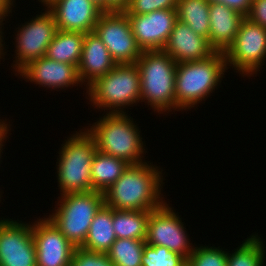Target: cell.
I'll list each match as a JSON object with an SVG mask.
<instances>
[{
  "label": "cell",
  "mask_w": 266,
  "mask_h": 266,
  "mask_svg": "<svg viewBox=\"0 0 266 266\" xmlns=\"http://www.w3.org/2000/svg\"><path fill=\"white\" fill-rule=\"evenodd\" d=\"M151 164L148 161L129 164L116 182L103 192L104 204L114 210L143 211L162 207L166 203L161 194L163 170Z\"/></svg>",
  "instance_id": "1"
},
{
  "label": "cell",
  "mask_w": 266,
  "mask_h": 266,
  "mask_svg": "<svg viewBox=\"0 0 266 266\" xmlns=\"http://www.w3.org/2000/svg\"><path fill=\"white\" fill-rule=\"evenodd\" d=\"M177 64L164 50L142 51L136 61L141 78L140 102L145 101L156 113L179 111L175 96Z\"/></svg>",
  "instance_id": "2"
},
{
  "label": "cell",
  "mask_w": 266,
  "mask_h": 266,
  "mask_svg": "<svg viewBox=\"0 0 266 266\" xmlns=\"http://www.w3.org/2000/svg\"><path fill=\"white\" fill-rule=\"evenodd\" d=\"M226 70L228 67L223 52H215L204 60L178 63L175 76L176 107L180 111L187 110L205 101L218 89Z\"/></svg>",
  "instance_id": "3"
},
{
  "label": "cell",
  "mask_w": 266,
  "mask_h": 266,
  "mask_svg": "<svg viewBox=\"0 0 266 266\" xmlns=\"http://www.w3.org/2000/svg\"><path fill=\"white\" fill-rule=\"evenodd\" d=\"M128 113H106L94 122L87 132L94 138L97 150L125 160L128 164H139L143 160L146 145L140 130Z\"/></svg>",
  "instance_id": "4"
},
{
  "label": "cell",
  "mask_w": 266,
  "mask_h": 266,
  "mask_svg": "<svg viewBox=\"0 0 266 266\" xmlns=\"http://www.w3.org/2000/svg\"><path fill=\"white\" fill-rule=\"evenodd\" d=\"M87 95L96 109L106 113H126L124 108L140 102L141 78L134 64H117L87 88ZM109 110V111H108Z\"/></svg>",
  "instance_id": "5"
},
{
  "label": "cell",
  "mask_w": 266,
  "mask_h": 266,
  "mask_svg": "<svg viewBox=\"0 0 266 266\" xmlns=\"http://www.w3.org/2000/svg\"><path fill=\"white\" fill-rule=\"evenodd\" d=\"M61 145L56 162L60 195L93 191L91 163L97 150L94 138L83 129Z\"/></svg>",
  "instance_id": "6"
},
{
  "label": "cell",
  "mask_w": 266,
  "mask_h": 266,
  "mask_svg": "<svg viewBox=\"0 0 266 266\" xmlns=\"http://www.w3.org/2000/svg\"><path fill=\"white\" fill-rule=\"evenodd\" d=\"M60 196L57 209L47 218L76 248H81L96 212L104 204V194L91 191Z\"/></svg>",
  "instance_id": "7"
},
{
  "label": "cell",
  "mask_w": 266,
  "mask_h": 266,
  "mask_svg": "<svg viewBox=\"0 0 266 266\" xmlns=\"http://www.w3.org/2000/svg\"><path fill=\"white\" fill-rule=\"evenodd\" d=\"M224 54L226 65L243 77L257 75L266 58V28L245 17L233 44Z\"/></svg>",
  "instance_id": "8"
},
{
  "label": "cell",
  "mask_w": 266,
  "mask_h": 266,
  "mask_svg": "<svg viewBox=\"0 0 266 266\" xmlns=\"http://www.w3.org/2000/svg\"><path fill=\"white\" fill-rule=\"evenodd\" d=\"M45 12L18 27L15 34L16 54L13 69L15 75L27 64L45 56L47 47L57 32L53 14L45 7Z\"/></svg>",
  "instance_id": "9"
},
{
  "label": "cell",
  "mask_w": 266,
  "mask_h": 266,
  "mask_svg": "<svg viewBox=\"0 0 266 266\" xmlns=\"http://www.w3.org/2000/svg\"><path fill=\"white\" fill-rule=\"evenodd\" d=\"M117 64H134L142 50L132 33L128 16L124 12H104L94 30Z\"/></svg>",
  "instance_id": "10"
},
{
  "label": "cell",
  "mask_w": 266,
  "mask_h": 266,
  "mask_svg": "<svg viewBox=\"0 0 266 266\" xmlns=\"http://www.w3.org/2000/svg\"><path fill=\"white\" fill-rule=\"evenodd\" d=\"M172 209L166 202L162 207L150 211L146 243L164 246L188 260L194 245L190 243L181 218Z\"/></svg>",
  "instance_id": "11"
},
{
  "label": "cell",
  "mask_w": 266,
  "mask_h": 266,
  "mask_svg": "<svg viewBox=\"0 0 266 266\" xmlns=\"http://www.w3.org/2000/svg\"><path fill=\"white\" fill-rule=\"evenodd\" d=\"M0 266H37L31 224L1 218Z\"/></svg>",
  "instance_id": "12"
},
{
  "label": "cell",
  "mask_w": 266,
  "mask_h": 266,
  "mask_svg": "<svg viewBox=\"0 0 266 266\" xmlns=\"http://www.w3.org/2000/svg\"><path fill=\"white\" fill-rule=\"evenodd\" d=\"M38 220L31 222L36 249V265L70 266L76 247L49 218L43 217Z\"/></svg>",
  "instance_id": "13"
},
{
  "label": "cell",
  "mask_w": 266,
  "mask_h": 266,
  "mask_svg": "<svg viewBox=\"0 0 266 266\" xmlns=\"http://www.w3.org/2000/svg\"><path fill=\"white\" fill-rule=\"evenodd\" d=\"M142 51L163 50L178 20L177 9H160L143 15H127Z\"/></svg>",
  "instance_id": "14"
},
{
  "label": "cell",
  "mask_w": 266,
  "mask_h": 266,
  "mask_svg": "<svg viewBox=\"0 0 266 266\" xmlns=\"http://www.w3.org/2000/svg\"><path fill=\"white\" fill-rule=\"evenodd\" d=\"M45 7L53 14L57 29L88 33L104 13L91 0H51Z\"/></svg>",
  "instance_id": "15"
},
{
  "label": "cell",
  "mask_w": 266,
  "mask_h": 266,
  "mask_svg": "<svg viewBox=\"0 0 266 266\" xmlns=\"http://www.w3.org/2000/svg\"><path fill=\"white\" fill-rule=\"evenodd\" d=\"M16 75L42 87L55 89L84 85L78 67L49 59L46 56L27 64Z\"/></svg>",
  "instance_id": "16"
},
{
  "label": "cell",
  "mask_w": 266,
  "mask_h": 266,
  "mask_svg": "<svg viewBox=\"0 0 266 266\" xmlns=\"http://www.w3.org/2000/svg\"><path fill=\"white\" fill-rule=\"evenodd\" d=\"M176 63L209 58L216 51L208 39L196 34L187 24L177 20L163 49Z\"/></svg>",
  "instance_id": "17"
},
{
  "label": "cell",
  "mask_w": 266,
  "mask_h": 266,
  "mask_svg": "<svg viewBox=\"0 0 266 266\" xmlns=\"http://www.w3.org/2000/svg\"><path fill=\"white\" fill-rule=\"evenodd\" d=\"M116 65L117 63L97 34L94 31L86 33L78 65L80 80L86 84V88L97 78L110 72Z\"/></svg>",
  "instance_id": "18"
},
{
  "label": "cell",
  "mask_w": 266,
  "mask_h": 266,
  "mask_svg": "<svg viewBox=\"0 0 266 266\" xmlns=\"http://www.w3.org/2000/svg\"><path fill=\"white\" fill-rule=\"evenodd\" d=\"M246 16L223 3H210L208 42L216 52L225 53L233 44L240 24Z\"/></svg>",
  "instance_id": "19"
},
{
  "label": "cell",
  "mask_w": 266,
  "mask_h": 266,
  "mask_svg": "<svg viewBox=\"0 0 266 266\" xmlns=\"http://www.w3.org/2000/svg\"><path fill=\"white\" fill-rule=\"evenodd\" d=\"M113 228V209L103 204L96 212L81 248L91 252L107 253L117 239Z\"/></svg>",
  "instance_id": "20"
},
{
  "label": "cell",
  "mask_w": 266,
  "mask_h": 266,
  "mask_svg": "<svg viewBox=\"0 0 266 266\" xmlns=\"http://www.w3.org/2000/svg\"><path fill=\"white\" fill-rule=\"evenodd\" d=\"M128 166L125 160L96 150L91 163L92 190L105 192Z\"/></svg>",
  "instance_id": "21"
},
{
  "label": "cell",
  "mask_w": 266,
  "mask_h": 266,
  "mask_svg": "<svg viewBox=\"0 0 266 266\" xmlns=\"http://www.w3.org/2000/svg\"><path fill=\"white\" fill-rule=\"evenodd\" d=\"M85 33L57 30L47 47L45 56L49 59L78 67Z\"/></svg>",
  "instance_id": "22"
},
{
  "label": "cell",
  "mask_w": 266,
  "mask_h": 266,
  "mask_svg": "<svg viewBox=\"0 0 266 266\" xmlns=\"http://www.w3.org/2000/svg\"><path fill=\"white\" fill-rule=\"evenodd\" d=\"M152 210H114L113 230L117 239L146 241L147 222Z\"/></svg>",
  "instance_id": "23"
},
{
  "label": "cell",
  "mask_w": 266,
  "mask_h": 266,
  "mask_svg": "<svg viewBox=\"0 0 266 266\" xmlns=\"http://www.w3.org/2000/svg\"><path fill=\"white\" fill-rule=\"evenodd\" d=\"M209 5L207 0H178V20L187 24L196 34L208 39L210 33Z\"/></svg>",
  "instance_id": "24"
},
{
  "label": "cell",
  "mask_w": 266,
  "mask_h": 266,
  "mask_svg": "<svg viewBox=\"0 0 266 266\" xmlns=\"http://www.w3.org/2000/svg\"><path fill=\"white\" fill-rule=\"evenodd\" d=\"M247 237L243 243L227 255V266H263L265 264V244L261 237L256 235Z\"/></svg>",
  "instance_id": "25"
},
{
  "label": "cell",
  "mask_w": 266,
  "mask_h": 266,
  "mask_svg": "<svg viewBox=\"0 0 266 266\" xmlns=\"http://www.w3.org/2000/svg\"><path fill=\"white\" fill-rule=\"evenodd\" d=\"M146 241L116 239L107 252L114 266H142V255Z\"/></svg>",
  "instance_id": "26"
},
{
  "label": "cell",
  "mask_w": 266,
  "mask_h": 266,
  "mask_svg": "<svg viewBox=\"0 0 266 266\" xmlns=\"http://www.w3.org/2000/svg\"><path fill=\"white\" fill-rule=\"evenodd\" d=\"M186 259L164 246L145 244L142 266H182Z\"/></svg>",
  "instance_id": "27"
},
{
  "label": "cell",
  "mask_w": 266,
  "mask_h": 266,
  "mask_svg": "<svg viewBox=\"0 0 266 266\" xmlns=\"http://www.w3.org/2000/svg\"><path fill=\"white\" fill-rule=\"evenodd\" d=\"M227 255L220 247L194 246L188 261L192 266H227Z\"/></svg>",
  "instance_id": "28"
},
{
  "label": "cell",
  "mask_w": 266,
  "mask_h": 266,
  "mask_svg": "<svg viewBox=\"0 0 266 266\" xmlns=\"http://www.w3.org/2000/svg\"><path fill=\"white\" fill-rule=\"evenodd\" d=\"M178 0H129L126 15H143L160 9H177Z\"/></svg>",
  "instance_id": "29"
},
{
  "label": "cell",
  "mask_w": 266,
  "mask_h": 266,
  "mask_svg": "<svg viewBox=\"0 0 266 266\" xmlns=\"http://www.w3.org/2000/svg\"><path fill=\"white\" fill-rule=\"evenodd\" d=\"M70 266H114L107 253L75 248Z\"/></svg>",
  "instance_id": "30"
},
{
  "label": "cell",
  "mask_w": 266,
  "mask_h": 266,
  "mask_svg": "<svg viewBox=\"0 0 266 266\" xmlns=\"http://www.w3.org/2000/svg\"><path fill=\"white\" fill-rule=\"evenodd\" d=\"M246 17L266 28V0H252L250 12Z\"/></svg>",
  "instance_id": "31"
},
{
  "label": "cell",
  "mask_w": 266,
  "mask_h": 266,
  "mask_svg": "<svg viewBox=\"0 0 266 266\" xmlns=\"http://www.w3.org/2000/svg\"><path fill=\"white\" fill-rule=\"evenodd\" d=\"M209 3H223L229 8L247 16L252 6V0H207Z\"/></svg>",
  "instance_id": "32"
},
{
  "label": "cell",
  "mask_w": 266,
  "mask_h": 266,
  "mask_svg": "<svg viewBox=\"0 0 266 266\" xmlns=\"http://www.w3.org/2000/svg\"><path fill=\"white\" fill-rule=\"evenodd\" d=\"M129 0H105V12H124Z\"/></svg>",
  "instance_id": "33"
},
{
  "label": "cell",
  "mask_w": 266,
  "mask_h": 266,
  "mask_svg": "<svg viewBox=\"0 0 266 266\" xmlns=\"http://www.w3.org/2000/svg\"><path fill=\"white\" fill-rule=\"evenodd\" d=\"M14 0H0V14L5 18L12 13V7H14Z\"/></svg>",
  "instance_id": "34"
},
{
  "label": "cell",
  "mask_w": 266,
  "mask_h": 266,
  "mask_svg": "<svg viewBox=\"0 0 266 266\" xmlns=\"http://www.w3.org/2000/svg\"><path fill=\"white\" fill-rule=\"evenodd\" d=\"M3 21H5V17L0 14V59H2L3 57H5L4 56L5 55V53H4V51H5L4 50V44H5V42L3 41L4 36L2 35V34H4V32L2 31V27H3L2 25L4 24ZM2 42H4V43H2Z\"/></svg>",
  "instance_id": "35"
},
{
  "label": "cell",
  "mask_w": 266,
  "mask_h": 266,
  "mask_svg": "<svg viewBox=\"0 0 266 266\" xmlns=\"http://www.w3.org/2000/svg\"><path fill=\"white\" fill-rule=\"evenodd\" d=\"M10 128V126L7 124L1 131H0V159H1V152H2V150H3V146H4V144L3 143H5L4 142V140L6 141L7 139L6 138H8V136H7V134H8V132L11 130V129H9ZM2 149V150H1ZM1 192V191H0ZM0 198H1V195H0Z\"/></svg>",
  "instance_id": "36"
},
{
  "label": "cell",
  "mask_w": 266,
  "mask_h": 266,
  "mask_svg": "<svg viewBox=\"0 0 266 266\" xmlns=\"http://www.w3.org/2000/svg\"><path fill=\"white\" fill-rule=\"evenodd\" d=\"M96 6H98L103 12H105V0H91Z\"/></svg>",
  "instance_id": "37"
},
{
  "label": "cell",
  "mask_w": 266,
  "mask_h": 266,
  "mask_svg": "<svg viewBox=\"0 0 266 266\" xmlns=\"http://www.w3.org/2000/svg\"><path fill=\"white\" fill-rule=\"evenodd\" d=\"M8 123L6 122V121H2L1 119H0V131L7 125Z\"/></svg>",
  "instance_id": "38"
},
{
  "label": "cell",
  "mask_w": 266,
  "mask_h": 266,
  "mask_svg": "<svg viewBox=\"0 0 266 266\" xmlns=\"http://www.w3.org/2000/svg\"><path fill=\"white\" fill-rule=\"evenodd\" d=\"M38 1L41 2L43 4V6H45L51 0H38Z\"/></svg>",
  "instance_id": "39"
},
{
  "label": "cell",
  "mask_w": 266,
  "mask_h": 266,
  "mask_svg": "<svg viewBox=\"0 0 266 266\" xmlns=\"http://www.w3.org/2000/svg\"><path fill=\"white\" fill-rule=\"evenodd\" d=\"M182 266H192L188 260H186V262L182 265Z\"/></svg>",
  "instance_id": "40"
}]
</instances>
